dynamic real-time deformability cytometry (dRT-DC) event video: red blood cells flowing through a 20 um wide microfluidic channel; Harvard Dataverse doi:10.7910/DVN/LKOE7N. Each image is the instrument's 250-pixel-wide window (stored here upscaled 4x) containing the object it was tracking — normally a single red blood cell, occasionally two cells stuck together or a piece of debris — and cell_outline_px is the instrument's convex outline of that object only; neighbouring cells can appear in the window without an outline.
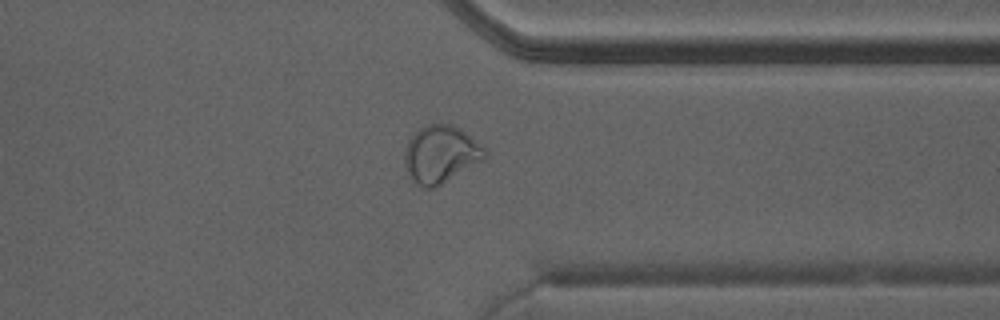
{"species": "Egyptian fruit bat (a non-hibernating species)", "species_latin": "Rousettus aegyptiacus", "temperature_condition": "warm", "stored_images_in_passage": 29, "camera_frame_rate_fps": 3000, "um_per_image_px": 0.085, "animal": {"sex": "male"}, "frame": {"image": 1, "passage_image": 21, "time_ms": 6.667, "image_size_px": [1000, 320], "cell_outline_px": [[488, 156], [484, 160], [440, 184], [432, 188], [424, 188], [416, 184], [412, 180], [404, 164], [404, 152], [412, 136], [420, 128], [428, 124], [452, 124], [460, 128], [480, 144], [488, 152]], "centroid_in_image_um": [37.47, 13.11], "position_along_channel_um": 373.9, "area_um2": 26.59}}